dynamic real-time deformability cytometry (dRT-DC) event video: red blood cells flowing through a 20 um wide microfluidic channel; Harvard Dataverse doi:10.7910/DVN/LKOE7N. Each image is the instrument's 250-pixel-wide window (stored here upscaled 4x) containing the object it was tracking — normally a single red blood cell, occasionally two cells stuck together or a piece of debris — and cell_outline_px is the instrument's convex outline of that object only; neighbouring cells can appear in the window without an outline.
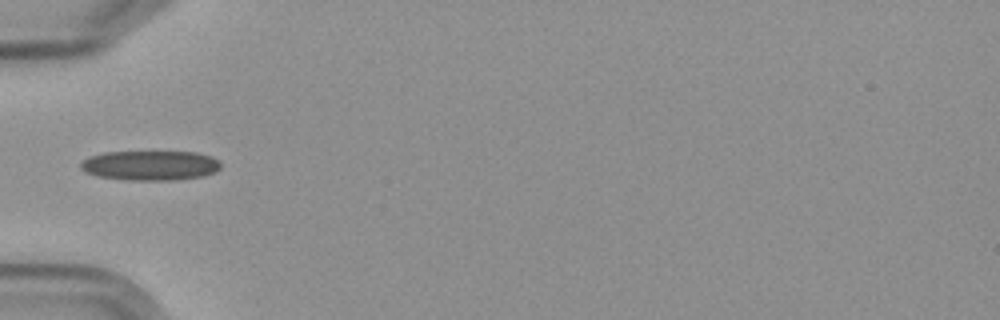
{"species": "Egyptian fruit bat (a non-hibernating species)", "species_latin": "Rousettus aegyptiacus", "temperature_condition": "cold", "stored_images_in_passage": 1, "camera_frame_rate_fps": 3000, "um_per_image_px": 0.085, "frame": {"image": 1, "passage_image": 1, "time_ms": 0.0, "image_size_px": [1000, 320], "cell_outline_px": [[220, 168], [216, 172], [200, 176], [176, 180], [128, 180], [96, 176], [84, 172], [80, 168], [80, 160], [88, 156], [104, 152], [196, 152], [212, 156], [220, 160]], "centroid_in_image_um": [12.74, 14.06], "position_along_channel_um": 72.3, "area_um2": 24.57}}